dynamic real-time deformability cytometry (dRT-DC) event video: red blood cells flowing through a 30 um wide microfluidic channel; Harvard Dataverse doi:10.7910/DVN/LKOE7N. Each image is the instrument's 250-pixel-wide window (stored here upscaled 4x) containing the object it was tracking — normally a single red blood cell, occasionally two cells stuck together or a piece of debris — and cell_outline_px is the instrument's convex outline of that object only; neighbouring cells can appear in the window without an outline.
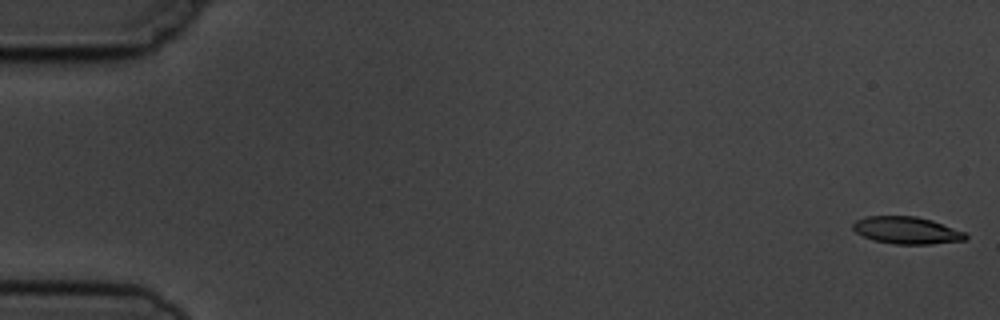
{"species": "common noctule bat (a hibernating species)", "species_latin": "Nyctalus noctula", "temperature_condition": "cold", "stored_images_in_passage": 9, "camera_frame_rate_fps": 3000, "um_per_image_px": 0.085, "animal": {"sex": "male", "body_mass_g": 19.5, "forearm_length_mm": 54.6}, "frame": {"image": 1, "passage_image": 1, "time_ms": 0.0, "image_size_px": [1000, 320], "cell_outline_px": [[968, 240], [932, 244], [896, 244], [872, 240], [856, 232], [852, 228], [852, 224], [856, 220], [864, 216], [916, 216], [932, 220], [964, 232], [968, 236]], "centroid_in_image_um": [77.07, 19.58], "position_along_channel_um": 7.9, "area_um2": 17.92}}
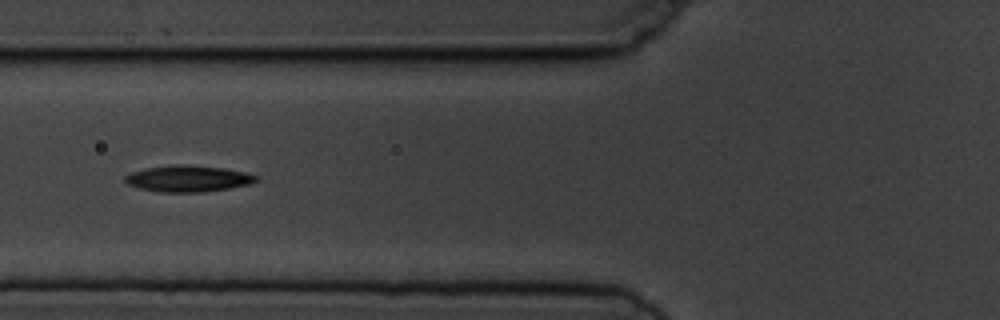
{"frame": {"image": 2, "passage_image": 7, "time_ms": 6.667, "image_size_px": [1000, 320], "cell_outline_px": [[256, 180], [252, 184], [228, 188], [200, 192], [160, 192], [140, 188], [128, 184], [124, 180], [124, 176], [132, 172], [148, 168], [180, 164], [224, 168], [244, 172], [256, 176]], "centroid_in_image_um": [15.97, 15.19], "position_along_channel_um": 109.8, "area_um2": 19.77}}
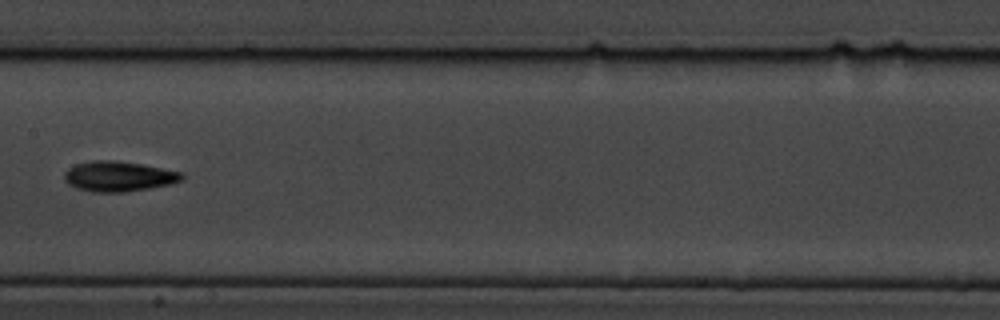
{"frame": {"image": 3, "passage_image": 9, "time_ms": 9.0, "image_size_px": [1000, 320], "cell_outline_px": [[184, 180], [168, 184], [148, 188], [124, 192], [92, 192], [76, 188], [68, 184], [64, 180], [64, 172], [68, 168], [76, 164], [92, 160], [116, 160], [140, 164], [184, 172]], "centroid_in_image_um": [10.07, 14.98], "position_along_channel_um": 197.3, "area_um2": 20.75}}